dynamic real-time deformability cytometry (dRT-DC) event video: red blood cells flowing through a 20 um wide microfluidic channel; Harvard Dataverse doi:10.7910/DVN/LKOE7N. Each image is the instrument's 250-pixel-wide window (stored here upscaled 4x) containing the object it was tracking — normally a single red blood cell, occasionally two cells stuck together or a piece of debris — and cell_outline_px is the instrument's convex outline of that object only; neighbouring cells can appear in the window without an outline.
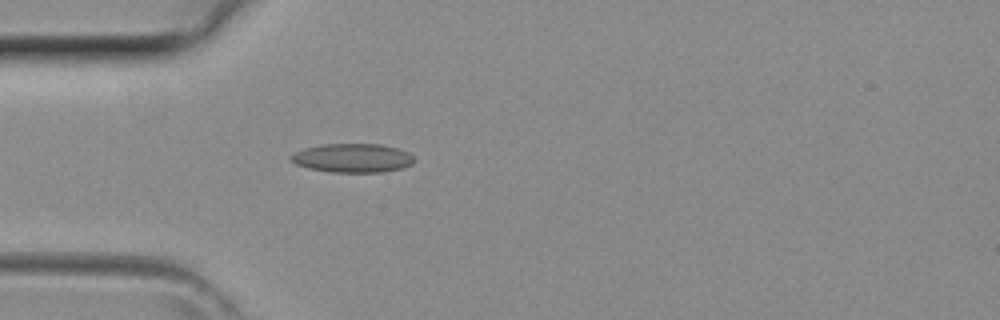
{"species": "common noctule bat (a hibernating species)", "species_latin": "Nyctalus noctula", "temperature_condition": "room temperature", "stored_images_in_passage": 33, "camera_frame_rate_fps": 3000, "um_per_image_px": 0.085, "animal": {"sex": "female", "body_mass_g": 29.2, "forearm_length_mm": 56.3}, "frame": {"image": 1, "passage_image": 5, "time_ms": 1.333, "image_size_px": [1000, 320], "cell_outline_px": [[416, 160], [412, 164], [404, 168], [384, 172], [332, 172], [308, 168], [296, 164], [288, 160], [288, 156], [304, 148], [320, 144], [380, 144], [400, 148], [408, 152]], "centroid_in_image_um": [29.98, 13.43], "position_along_channel_um": 55.0, "area_um2": 21.04}}
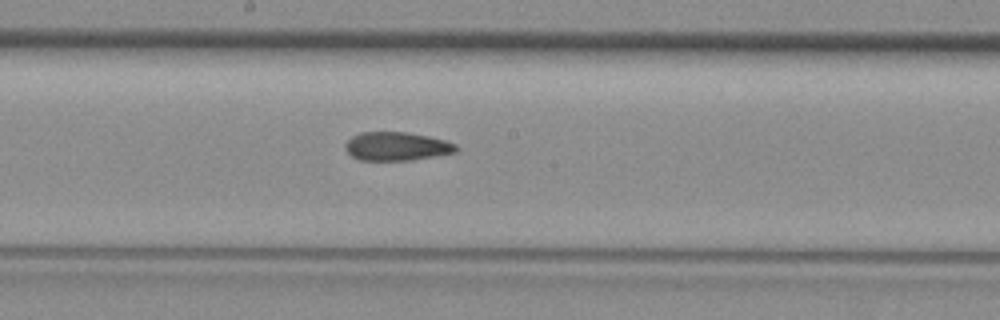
{"frame": {"image": 2, "passage_image": 15, "time_ms": 4.667, "image_size_px": [1000, 320], "cell_outline_px": [[456, 152], [412, 160], [360, 160], [352, 156], [344, 148], [344, 144], [352, 136], [360, 132], [408, 132], [428, 136], [444, 140], [456, 144]], "centroid_in_image_um": [33.68, 12.43], "position_along_channel_um": 214.5, "area_um2": 18.38}}
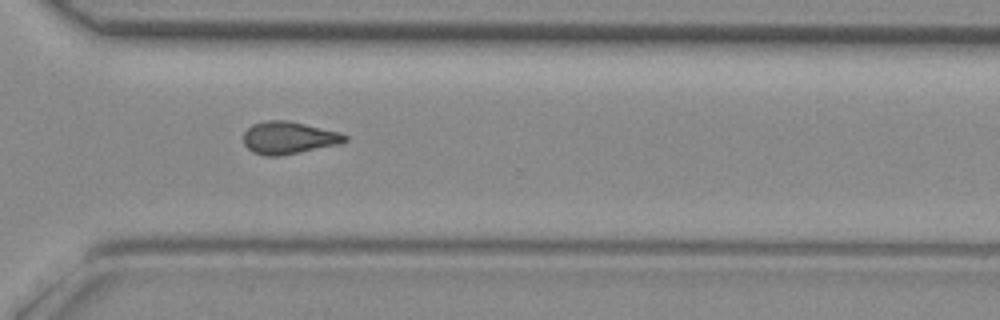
{"frame": {"image": 3, "passage_image": 23, "time_ms": 7.333, "image_size_px": [1000, 320], "cell_outline_px": [[348, 140], [340, 144], [276, 156], [264, 156], [252, 152], [244, 144], [244, 132], [252, 124], [264, 120], [288, 120], [340, 132], [348, 136]], "centroid_in_image_um": [24.53, 11.7], "position_along_channel_um": 346.1, "area_um2": 19.13}}